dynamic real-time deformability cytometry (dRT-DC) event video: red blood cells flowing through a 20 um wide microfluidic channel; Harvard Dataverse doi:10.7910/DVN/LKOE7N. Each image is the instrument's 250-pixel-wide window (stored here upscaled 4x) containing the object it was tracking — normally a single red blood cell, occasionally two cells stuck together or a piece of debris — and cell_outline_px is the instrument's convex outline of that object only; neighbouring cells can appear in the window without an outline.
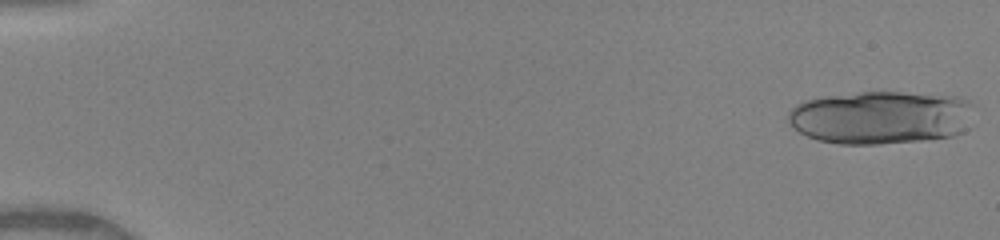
{"species": "human", "species_latin": "Homo sapiens", "temperature_condition": "warm", "stored_images_in_passage": 30, "camera_frame_rate_fps": 3000, "um_per_image_px": 0.085, "donor": {"sex": "female"}, "frame": {"image": 1, "passage_image": 1, "time_ms": 0.0, "image_size_px": [1000, 240], "cell_outline_px": [[968, 104], [960, 132], [952, 136], [920, 140], [880, 144], [840, 144], [816, 140], [792, 128], [788, 120], [788, 112], [796, 104], [804, 100], [824, 96], [860, 92], [900, 92], [956, 96], [968, 100]], "centroid_in_image_um": [74.69, 9.98], "position_along_channel_um": 10.3, "area_um2": 56.7}}